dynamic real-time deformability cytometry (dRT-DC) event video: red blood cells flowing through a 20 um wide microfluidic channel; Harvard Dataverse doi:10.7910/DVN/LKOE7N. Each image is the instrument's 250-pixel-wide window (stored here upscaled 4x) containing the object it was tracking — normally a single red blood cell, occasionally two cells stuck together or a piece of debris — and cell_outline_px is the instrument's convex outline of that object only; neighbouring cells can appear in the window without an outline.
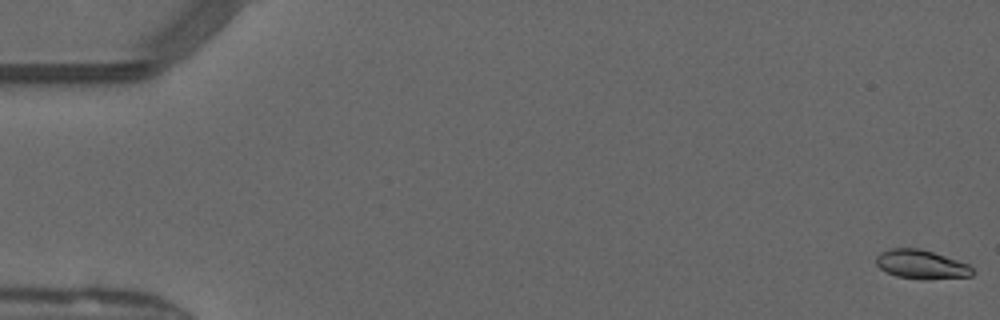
{"species": "common noctule bat (a hibernating species)", "species_latin": "Nyctalus noctula", "temperature_condition": "warm", "stored_images_in_passage": 51, "camera_frame_rate_fps": 3000, "um_per_image_px": 0.085, "animal": {"sex": "male", "forearm_length_mm": 52.5}, "frame": {"image": 1, "passage_image": 1, "time_ms": 0.0, "image_size_px": [1000, 320], "cell_outline_px": [[976, 272], [972, 276], [924, 280], [896, 276], [880, 268], [876, 264], [876, 256], [880, 252], [892, 248], [920, 248], [968, 264]], "centroid_in_image_um": [78.32, 22.48], "position_along_channel_um": 6.7, "area_um2": 16.24}}
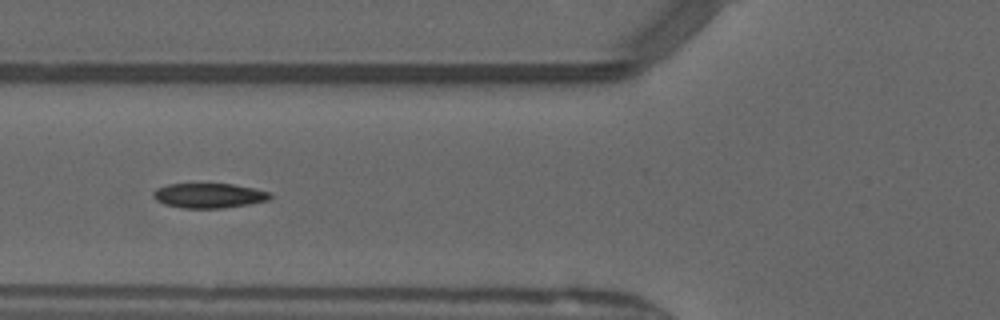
{"frame": {"image": 2, "passage_image": 20, "time_ms": 6.333, "image_size_px": [1000, 320], "cell_outline_px": [[272, 196], [268, 200], [248, 204], [224, 208], [184, 208], [164, 204], [156, 200], [152, 196], [152, 192], [156, 188], [168, 184], [232, 184], [272, 192]], "centroid_in_image_um": [17.74, 16.62], "position_along_channel_um": 108.1, "area_um2": 16.88}}
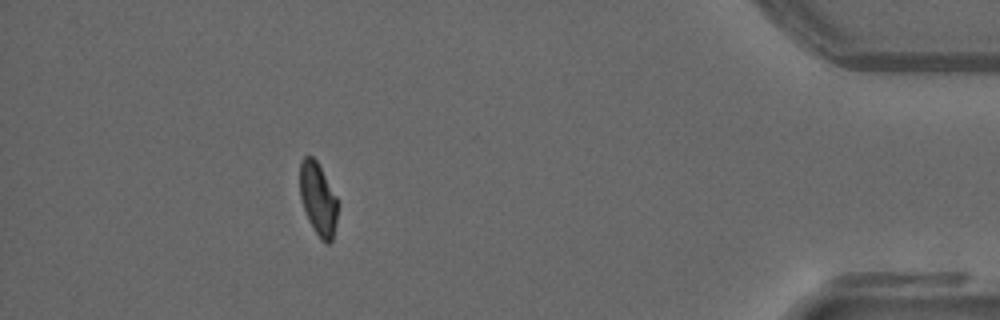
{"frame": {"image": 3, "passage_image": 46, "time_ms": 15.0, "image_size_px": [1000, 320], "cell_outline_px": [[340, 204], [336, 224], [332, 240], [328, 244], [324, 244], [320, 240], [308, 220], [300, 196], [300, 160], [304, 156], [312, 156], [316, 160], [340, 200]], "centroid_in_image_um": [27.08, 16.94], "position_along_channel_um": 408.1, "area_um2": 16.53}, "authors_computed_cell_mechanics": {"area_um2": 17.1088, "velocity_mm_per_s": 4.0815, "shape_relaxation_time_tau1_ms": null, "shape_relaxation_time_tau2_ms": 3.6482, "deformation_change_tau1": null, "deformation_change_tau2": 0.0742}}